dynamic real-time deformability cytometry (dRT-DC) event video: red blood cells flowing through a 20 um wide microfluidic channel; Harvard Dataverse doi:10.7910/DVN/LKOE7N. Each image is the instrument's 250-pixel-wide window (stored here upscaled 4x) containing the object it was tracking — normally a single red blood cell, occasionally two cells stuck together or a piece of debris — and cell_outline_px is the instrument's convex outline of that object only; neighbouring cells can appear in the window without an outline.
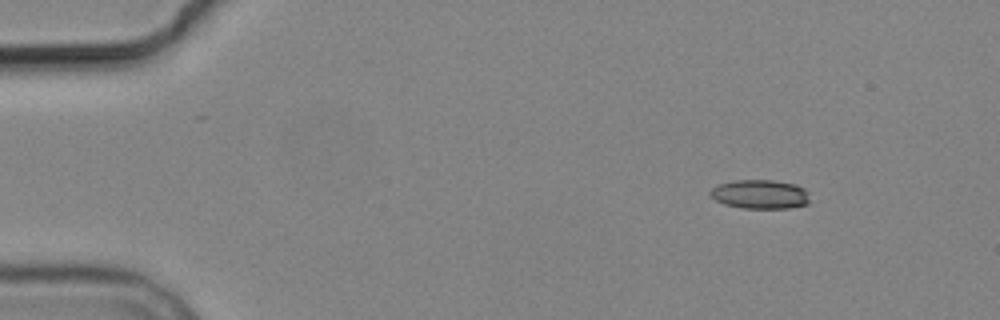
{"species": "common noctule bat (a hibernating species)", "species_latin": "Nyctalus noctula", "temperature_condition": "cold", "stored_images_in_passage": 4, "segment_of_instrument_passage": [2, 2], "camera_frame_rate_fps": 3000, "um_per_image_px": 0.085, "animal": {"sex": "male", "body_mass_g": 19.2, "forearm_length_mm": 51.8}, "frame": {"image": 1, "passage_image": 4, "time_ms": 5.0, "image_size_px": [1000, 320], "cell_outline_px": [[808, 204], [788, 208], [744, 208], [724, 204], [716, 200], [708, 192], [712, 188], [720, 184], [736, 180], [772, 180], [796, 184], [804, 188], [808, 192]], "centroid_in_image_um": [64.62, 16.51], "position_along_channel_um": 20.4, "area_um2": 16.76}}